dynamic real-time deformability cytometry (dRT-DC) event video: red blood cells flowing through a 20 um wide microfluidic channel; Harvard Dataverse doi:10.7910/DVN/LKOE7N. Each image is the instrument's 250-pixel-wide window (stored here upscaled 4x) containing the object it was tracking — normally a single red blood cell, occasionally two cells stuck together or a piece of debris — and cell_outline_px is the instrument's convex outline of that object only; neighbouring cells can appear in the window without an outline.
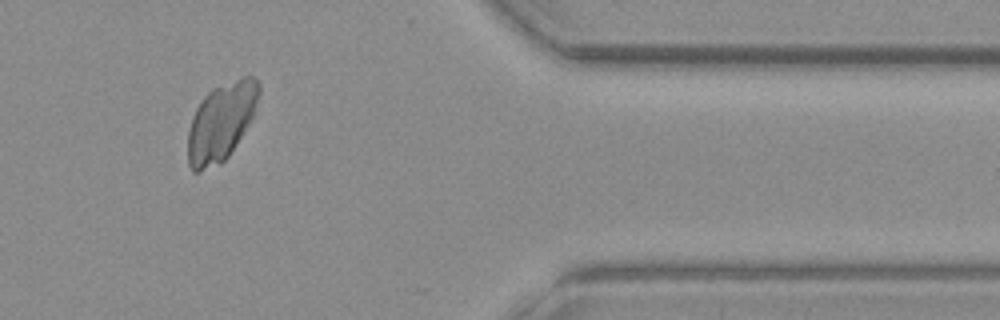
{"species": "common noctule bat (a hibernating species)", "species_latin": "Nyctalus noctula", "temperature_condition": "warm", "stored_images_in_passage": 10, "camera_frame_rate_fps": 3000, "um_per_image_px": 0.085, "animal": {"sex": "female", "body_mass_g": 19.3, "forearm_length_mm": 54.1}, "frame": {"image": 1, "passage_image": 9, "time_ms": 10.0, "image_size_px": [1000, 320], "cell_outline_px": [[260, 92], [252, 116], [248, 124], [228, 156], [220, 164], [200, 172], [192, 172], [188, 164], [188, 132], [192, 116], [196, 108], [204, 96], [212, 88], [244, 76], [252, 76], [260, 84]], "centroid_in_image_um": [18.76, 10.37], "position_along_channel_um": 392.6, "area_um2": 32.02}}